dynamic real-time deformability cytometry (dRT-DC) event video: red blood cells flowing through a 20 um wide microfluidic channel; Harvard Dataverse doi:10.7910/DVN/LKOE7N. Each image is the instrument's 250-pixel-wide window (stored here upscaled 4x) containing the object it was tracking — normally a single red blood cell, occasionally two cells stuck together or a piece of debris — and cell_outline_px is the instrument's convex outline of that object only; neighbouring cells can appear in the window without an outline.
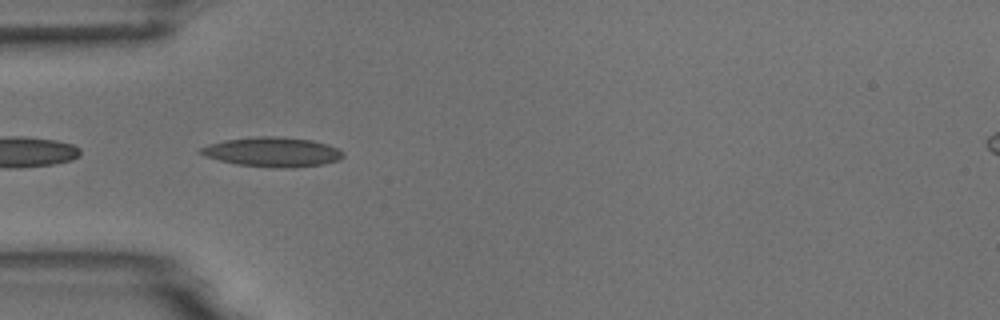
{"species": "common noctule bat (a hibernating species)", "species_latin": "Nyctalus noctula", "temperature_condition": "room temperature", "stored_images_in_passage": 5, "camera_frame_rate_fps": 3000, "um_per_image_px": 0.085, "animal": {"sex": "male", "body_mass_g": 18.8}, "frame": {"image": 1, "passage_image": 2, "time_ms": 0.333, "image_size_px": [1000, 320], "cell_outline_px": [[344, 156], [340, 160], [324, 164], [292, 168], [284, 168], [236, 164], [220, 160], [196, 152], [196, 148], [208, 144], [224, 140], [256, 136], [276, 136], [312, 140], [328, 144], [344, 152]], "centroid_in_image_um": [23.16, 12.91], "position_along_channel_um": 61.8, "area_um2": 24.68}}